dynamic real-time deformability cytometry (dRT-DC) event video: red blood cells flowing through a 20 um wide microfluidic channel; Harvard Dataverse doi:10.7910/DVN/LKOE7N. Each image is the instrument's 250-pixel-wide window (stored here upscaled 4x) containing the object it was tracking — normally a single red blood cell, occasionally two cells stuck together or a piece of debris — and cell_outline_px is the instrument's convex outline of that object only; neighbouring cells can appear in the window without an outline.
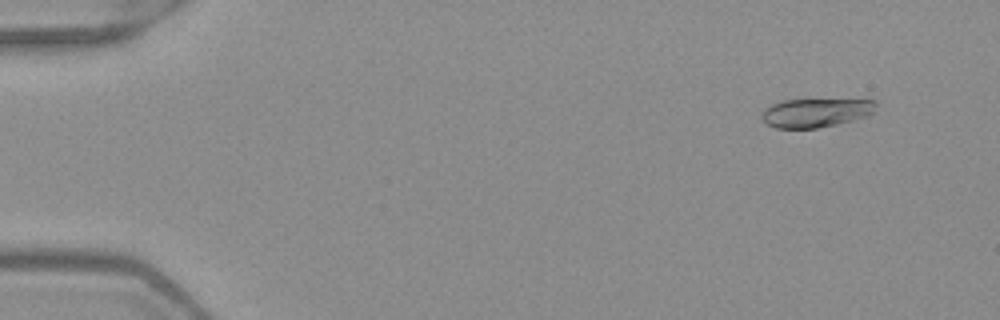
{"species": "Egyptian fruit bat (a non-hibernating species)", "species_latin": "Rousettus aegyptiacus", "temperature_condition": "warm", "stored_images_in_passage": 48, "camera_frame_rate_fps": 3000, "um_per_image_px": 0.085, "frame": {"image": 1, "passage_image": 1, "time_ms": 0.0, "image_size_px": [1000, 320], "cell_outline_px": [[876, 104], [872, 112], [868, 116], [836, 124], [816, 128], [776, 128], [768, 124], [760, 116], [764, 108], [772, 104], [784, 100], [876, 100]], "centroid_in_image_um": [69.31, 9.58], "position_along_channel_um": 15.7, "area_um2": 18.9}}
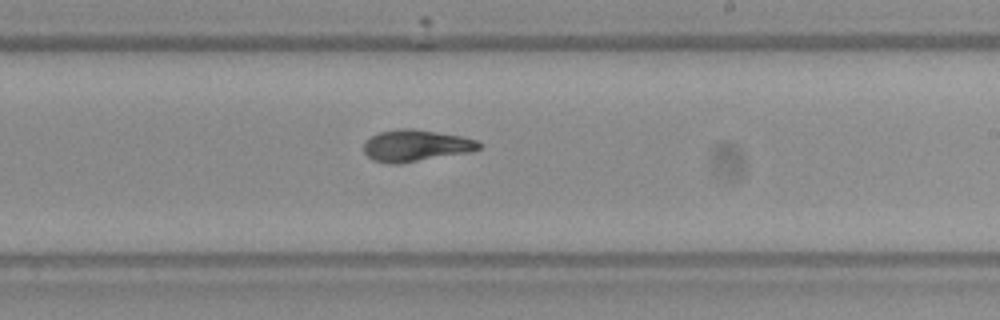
{"frame": {"image": 2, "passage_image": 28, "time_ms": 9.0, "image_size_px": [1000, 320], "cell_outline_px": [[484, 144], [480, 148], [472, 152], [400, 164], [388, 164], [372, 160], [364, 152], [364, 140], [380, 132], [400, 128], [412, 128], [464, 136], [480, 140]], "centroid_in_image_um": [35.4, 12.38], "position_along_channel_um": 253.6, "area_um2": 21.79}}
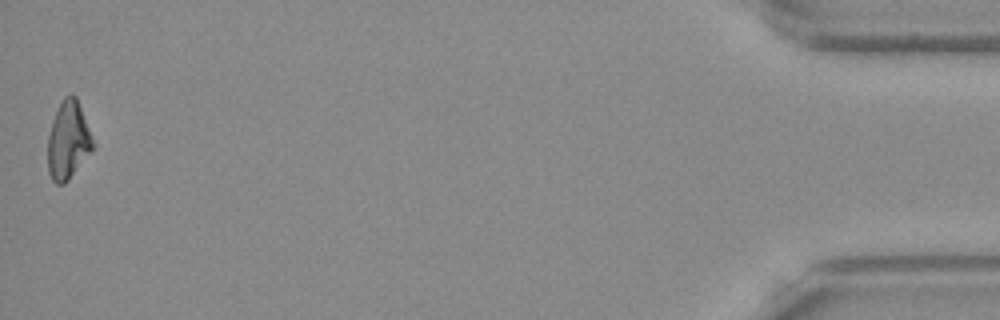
{"frame": {"image": 3, "passage_image": 48, "time_ms": 15.667, "image_size_px": [1000, 320], "cell_outline_px": [[96, 144], [68, 180], [64, 184], [56, 184], [52, 180], [48, 172], [48, 136], [52, 120], [60, 100], [64, 96], [72, 92], [76, 96]], "centroid_in_image_um": [5.79, 11.88], "position_along_channel_um": 429.4, "area_um2": 20.63}, "authors_computed_cell_mechanics": {"area_um2": 20.7502, "velocity_mm_per_s": 3.9848, "shape_relaxation_time_tau1_ms": 3.737, "shape_relaxation_time_tau2_ms": 1.6173, "deformation_change_tau1": 0.1864, "deformation_change_tau2": 0.0671}}